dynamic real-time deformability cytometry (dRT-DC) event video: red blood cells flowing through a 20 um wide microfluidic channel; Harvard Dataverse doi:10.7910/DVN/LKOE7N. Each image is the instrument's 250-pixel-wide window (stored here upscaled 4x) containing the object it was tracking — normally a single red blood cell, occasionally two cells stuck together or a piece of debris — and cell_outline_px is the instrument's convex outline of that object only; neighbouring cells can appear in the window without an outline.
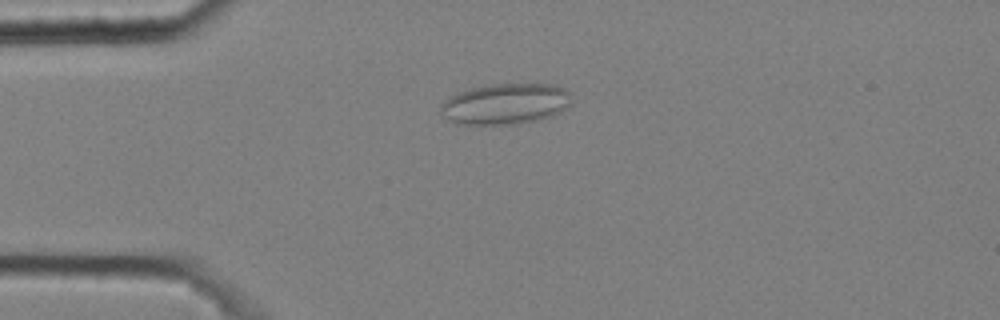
{"species": "common noctule bat (a hibernating species)", "species_latin": "Nyctalus noctula", "temperature_condition": "cold", "stored_images_in_passage": 48, "camera_frame_rate_fps": 3000, "um_per_image_px": 0.085, "animal": {"sex": "male", "body_mass_g": 20.4}, "frame": {"image": 1, "passage_image": 13, "time_ms": 4.0, "image_size_px": [1000, 320], "cell_outline_px": [[572, 104], [568, 108], [552, 116], [536, 120], [516, 124], [460, 124], [440, 116], [440, 104], [448, 96], [456, 92], [472, 88], [492, 84], [556, 84], [568, 88]], "centroid_in_image_um": [42.97, 8.82], "position_along_channel_um": 42.0, "area_um2": 31.67}}
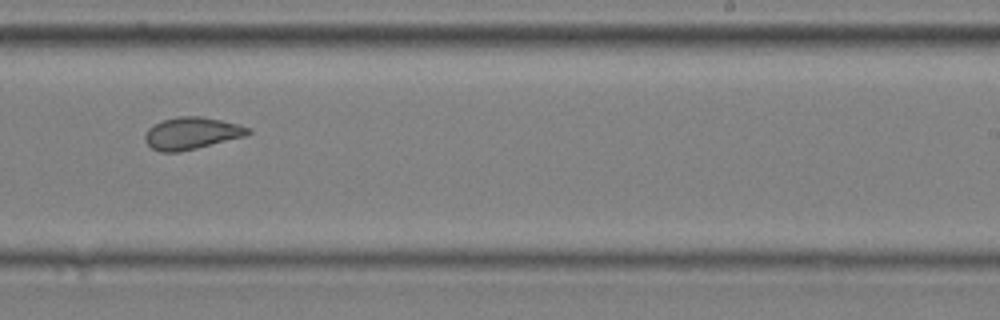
{"frame": {"image": 2, "passage_image": 34, "time_ms": 11.0, "image_size_px": [1000, 320], "cell_outline_px": [[252, 132], [248, 136], [180, 152], [160, 152], [152, 148], [144, 140], [144, 136], [148, 128], [160, 120], [176, 116], [200, 116], [220, 120], [252, 128]], "centroid_in_image_um": [16.3, 11.33], "position_along_channel_um": 272.7, "area_um2": 19.54}}
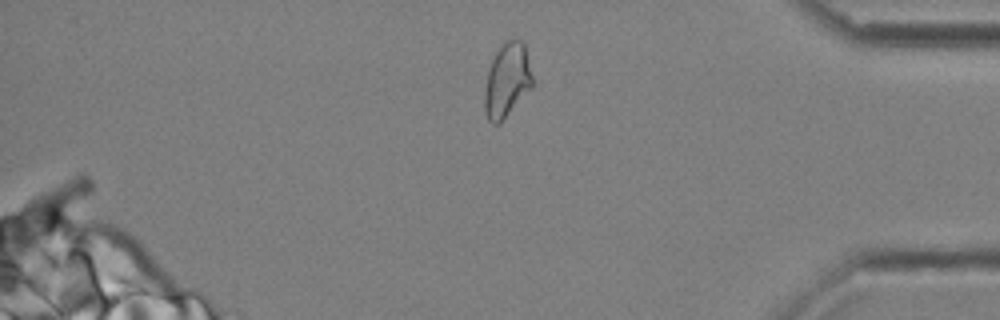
{"frame": {"image": 3, "passage_image": 46, "time_ms": 15.0, "image_size_px": [1000, 320], "cell_outline_px": [[532, 88], [500, 124], [492, 124], [488, 120], [484, 108], [484, 92], [488, 72], [492, 60], [496, 52], [508, 40], [520, 40], [524, 44], [532, 76]], "centroid_in_image_um": [43.09, 6.89], "position_along_channel_um": 392.1, "area_um2": 20.46}, "authors_computed_cell_mechanics": {"area_um2": 20.3745, "velocity_mm_per_s": 3.5975, "shape_relaxation_time_tau1_ms": null, "shape_relaxation_time_tau2_ms": 1.749, "deformation_change_tau1": null, "deformation_change_tau2": 0.0781}}